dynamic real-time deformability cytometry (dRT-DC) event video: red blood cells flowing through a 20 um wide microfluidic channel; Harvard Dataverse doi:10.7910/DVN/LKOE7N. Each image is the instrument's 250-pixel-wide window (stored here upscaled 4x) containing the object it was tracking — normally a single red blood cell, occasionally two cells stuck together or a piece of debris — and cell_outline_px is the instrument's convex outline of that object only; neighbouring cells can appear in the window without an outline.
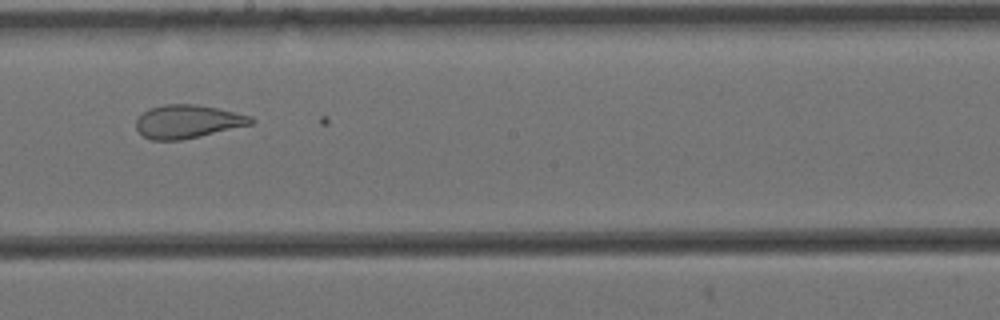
{"species": "Egyptian fruit bat (a non-hibernating species)", "species_latin": "Rousettus aegyptiacus", "temperature_condition": "cold", "stored_images_in_passage": 9, "camera_frame_rate_fps": 3000, "um_per_image_px": 0.085, "animal": {"sex": "female"}, "frame": {"image": 1, "passage_image": 9, "time_ms": 2.667, "image_size_px": [1000, 320], "cell_outline_px": [[256, 120], [252, 124], [200, 136], [180, 140], [152, 140], [144, 136], [136, 128], [136, 120], [148, 108], [164, 104], [196, 104], [216, 108], [252, 116]], "centroid_in_image_um": [15.95, 10.32], "position_along_channel_um": 232.2, "area_um2": 22.2}}